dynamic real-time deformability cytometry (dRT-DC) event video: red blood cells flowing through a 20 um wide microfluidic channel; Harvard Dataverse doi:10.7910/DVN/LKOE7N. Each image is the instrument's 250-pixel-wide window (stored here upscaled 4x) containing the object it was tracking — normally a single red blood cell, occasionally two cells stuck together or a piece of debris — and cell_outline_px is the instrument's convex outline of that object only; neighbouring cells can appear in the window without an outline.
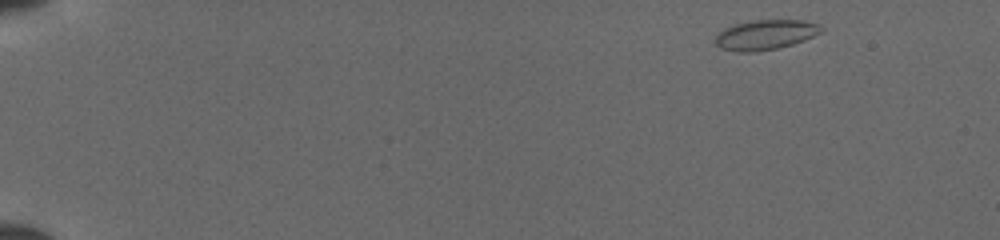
{"species": "common noctule bat (a hibernating species)", "species_latin": "Nyctalus noctula", "temperature_condition": "cold", "stored_images_in_passage": 46, "camera_frame_rate_fps": 3000, "um_per_image_px": 0.085, "animal": {"sex": "female", "body_mass_g": 19.5, "forearm_length_mm": 54.1}, "frame": {"image": 1, "passage_image": 1, "time_ms": 0.0, "image_size_px": [1000, 240], "cell_outline_px": [[824, 28], [820, 32], [804, 40], [792, 44], [776, 48], [756, 52], [736, 52], [720, 48], [716, 44], [716, 36], [724, 28], [736, 24], [756, 20], [800, 20], [820, 24]], "centroid_in_image_um": [65.05, 2.96], "position_along_channel_um": 19.9, "area_um2": 18.26}}
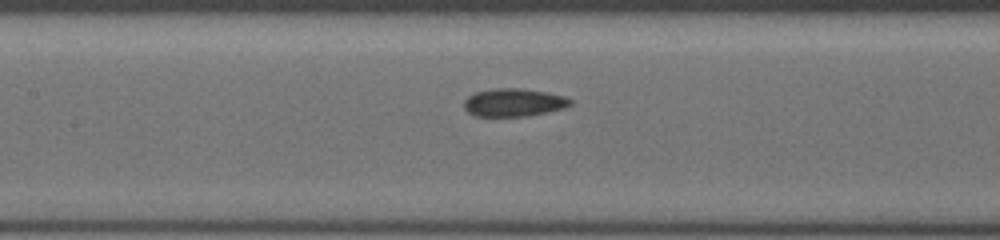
{"frame": {"image": 2, "passage_image": 21, "time_ms": 6.667, "image_size_px": [1000, 240], "cell_outline_px": [[572, 104], [564, 108], [528, 116], [476, 116], [468, 112], [464, 108], [464, 100], [468, 96], [476, 92], [492, 88], [524, 88], [548, 92], [564, 96], [572, 100]], "centroid_in_image_um": [43.67, 8.7], "position_along_channel_um": 163.7, "area_um2": 17.46}}
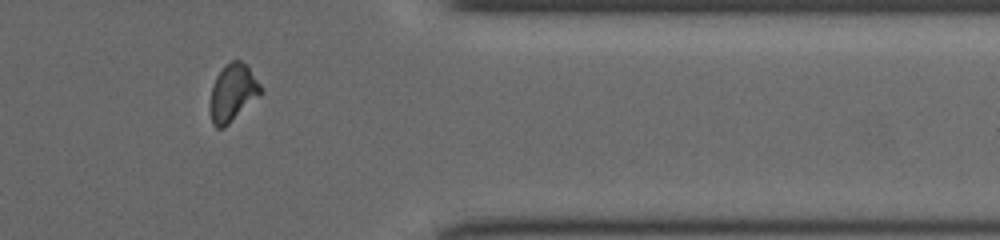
{"frame": {"image": 3, "passage_image": 38, "time_ms": 12.333, "image_size_px": [1000, 240], "cell_outline_px": [[264, 92], [260, 96], [224, 128], [216, 128], [212, 124], [212, 84], [216, 76], [224, 64], [232, 60], [240, 60], [248, 64], [264, 88]], "centroid_in_image_um": [19.85, 7.83], "position_along_channel_um": 391.5, "area_um2": 17.11}}